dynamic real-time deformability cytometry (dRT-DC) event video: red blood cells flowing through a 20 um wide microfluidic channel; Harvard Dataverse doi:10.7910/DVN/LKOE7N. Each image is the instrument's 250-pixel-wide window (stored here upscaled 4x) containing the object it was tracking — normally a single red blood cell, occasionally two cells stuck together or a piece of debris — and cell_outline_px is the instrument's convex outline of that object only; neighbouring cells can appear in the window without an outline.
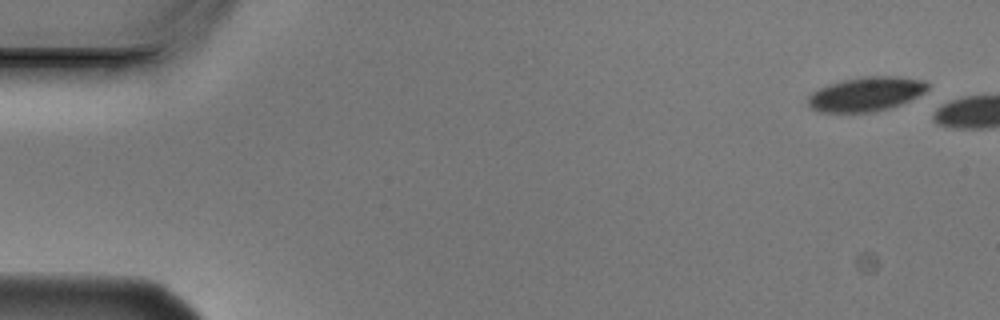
{"species": "Egyptian fruit bat (a non-hibernating species)", "species_latin": "Rousettus aegyptiacus", "temperature_condition": "cold", "stored_images_in_passage": 3, "camera_frame_rate_fps": 3000, "um_per_image_px": 0.085, "animal": {"sex": "male"}, "frame": {"image": 1, "passage_image": 1, "time_ms": 0.0, "image_size_px": [1000, 320], "cell_outline_px": [[928, 88], [924, 92], [900, 104], [888, 108], [872, 112], [820, 112], [812, 108], [808, 104], [808, 96], [812, 92], [828, 84], [840, 80], [868, 76], [896, 76], [920, 80], [928, 84]], "centroid_in_image_um": [73.56, 7.99], "position_along_channel_um": 11.4, "area_um2": 23.58}}